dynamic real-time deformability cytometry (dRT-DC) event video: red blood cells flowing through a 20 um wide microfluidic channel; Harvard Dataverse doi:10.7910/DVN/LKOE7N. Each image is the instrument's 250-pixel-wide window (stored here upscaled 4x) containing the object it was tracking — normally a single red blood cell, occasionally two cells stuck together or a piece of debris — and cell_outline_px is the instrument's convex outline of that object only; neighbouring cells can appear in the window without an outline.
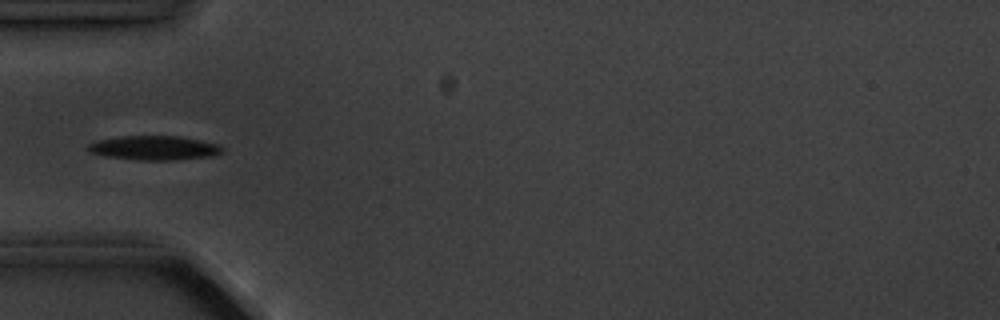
{"species": "common noctule bat (a hibernating species)", "species_latin": "Nyctalus noctula", "temperature_condition": "cold", "stored_images_in_passage": 5, "camera_frame_rate_fps": 3000, "um_per_image_px": 0.085, "animal": {"sex": "male", "body_mass_g": 20.1, "forearm_length_mm": 53.5}, "frame": {"image": 1, "passage_image": 5, "time_ms": 4.667, "image_size_px": [1000, 320], "cell_outline_px": [[224, 148], [220, 152], [212, 156], [176, 160], [136, 160], [104, 156], [92, 152], [88, 148], [88, 144], [96, 140], [120, 136], [180, 136], [220, 144]], "centroid_in_image_um": [13.12, 12.57], "position_along_channel_um": 71.9, "area_um2": 19.02}}